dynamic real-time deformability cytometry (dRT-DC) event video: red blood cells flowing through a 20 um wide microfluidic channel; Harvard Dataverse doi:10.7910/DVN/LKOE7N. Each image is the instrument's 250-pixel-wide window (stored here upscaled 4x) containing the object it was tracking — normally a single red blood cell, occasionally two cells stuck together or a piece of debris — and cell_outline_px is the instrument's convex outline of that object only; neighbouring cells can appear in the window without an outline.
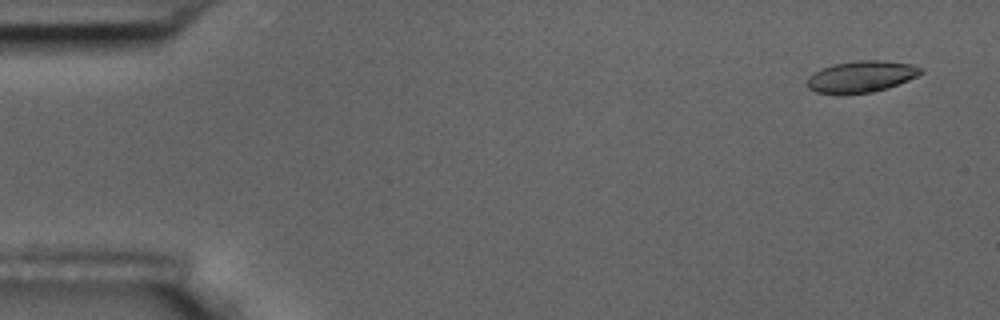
{"species": "common noctule bat (a hibernating species)", "species_latin": "Nyctalus noctula", "temperature_condition": "room temperature", "stored_images_in_passage": 6, "camera_frame_rate_fps": 3000, "um_per_image_px": 0.085, "animal": {"sex": "male", "body_mass_g": 17.5, "forearm_length_mm": 52.3}, "frame": {"image": 1, "passage_image": 1, "time_ms": 0.0, "image_size_px": [1000, 320], "cell_outline_px": [[924, 72], [908, 80], [888, 88], [872, 92], [816, 92], [808, 88], [804, 84], [808, 76], [820, 68], [832, 64], [856, 60], [884, 60], [912, 64], [920, 68]], "centroid_in_image_um": [73.18, 6.47], "position_along_channel_um": 11.8, "area_um2": 20.69}}
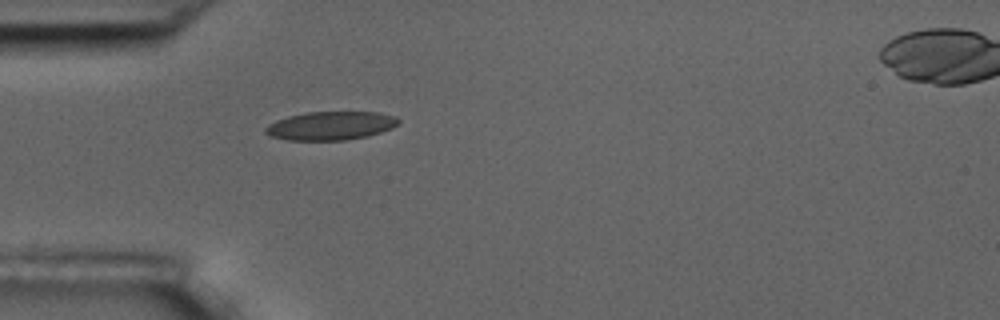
{"frame": {"image": 2, "passage_image": 5, "time_ms": 4.667, "image_size_px": [1000, 320], "cell_outline_px": [[400, 120], [392, 128], [368, 136], [344, 140], [288, 140], [268, 136], [264, 132], [264, 128], [268, 124], [276, 120], [288, 116], [308, 112], [380, 112], [396, 116]], "centroid_in_image_um": [28.08, 10.68], "position_along_channel_um": 56.9, "area_um2": 22.2}}